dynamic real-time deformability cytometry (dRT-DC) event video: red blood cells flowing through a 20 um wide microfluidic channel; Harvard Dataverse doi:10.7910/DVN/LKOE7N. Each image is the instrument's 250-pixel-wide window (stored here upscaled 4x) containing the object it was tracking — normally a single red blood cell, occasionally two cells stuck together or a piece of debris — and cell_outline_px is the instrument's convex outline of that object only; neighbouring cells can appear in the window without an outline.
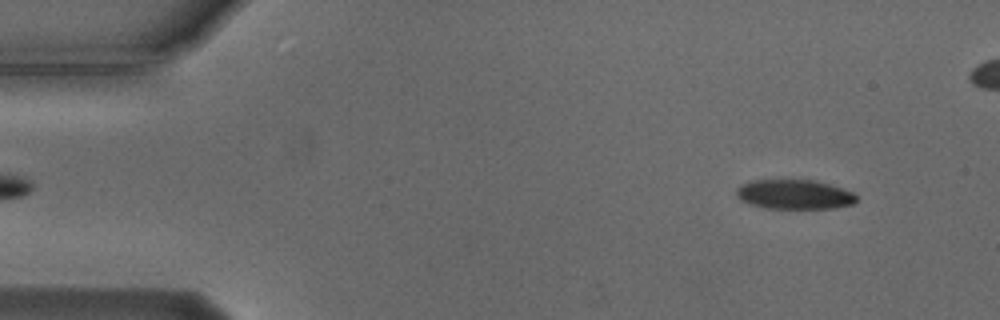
{"species": "Egyptian fruit bat (a non-hibernating species)", "species_latin": "Rousettus aegyptiacus", "temperature_condition": "cold", "stored_images_in_passage": 50, "camera_frame_rate_fps": 3000, "um_per_image_px": 0.085, "animal": {"sex": "male"}, "frame": {"image": 1, "passage_image": 5, "time_ms": 1.333, "image_size_px": [1000, 320], "cell_outline_px": [[856, 200], [852, 204], [836, 208], [768, 208], [752, 204], [740, 200], [736, 196], [736, 188], [740, 184], [748, 180], [812, 180], [844, 188], [852, 192], [856, 196]], "centroid_in_image_um": [67.49, 16.51], "position_along_channel_um": 17.5, "area_um2": 20.63}}
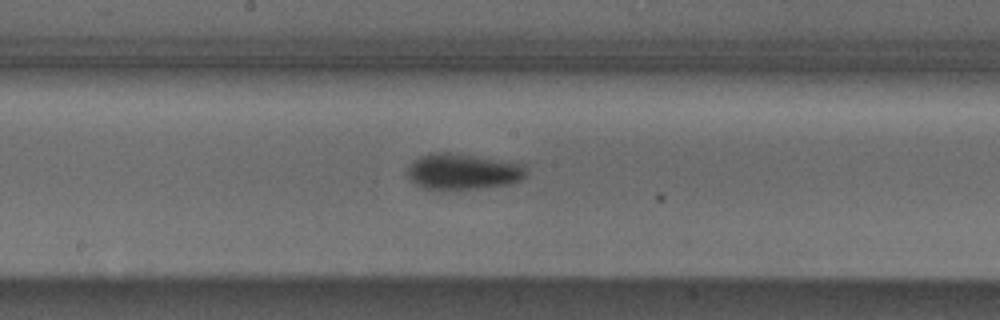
{"frame": {"image": 2, "passage_image": 28, "time_ms": 9.0, "image_size_px": [1000, 320], "cell_outline_px": [[528, 176], [520, 180], [508, 184], [476, 188], [424, 188], [416, 184], [408, 176], [408, 168], [420, 156], [432, 152], [448, 152], [524, 164], [528, 172]], "centroid_in_image_um": [39.39, 14.57], "position_along_channel_um": 208.8, "area_um2": 24.28}}
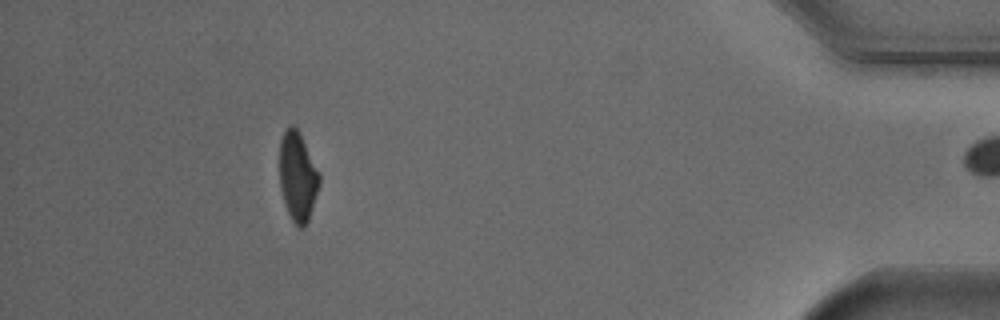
{"frame": {"image": 3, "passage_image": 49, "time_ms": 16.0, "image_size_px": [1000, 320], "cell_outline_px": [[320, 184], [308, 220], [304, 228], [296, 228], [284, 204], [280, 188], [280, 140], [284, 132], [292, 124], [300, 132], [320, 172]], "centroid_in_image_um": [25.31, 15.02], "position_along_channel_um": 409.9, "area_um2": 20.87}, "authors_computed_cell_mechanics": {"area_um2": 23.0622, "velocity_mm_per_s": 3.7471, "shape_relaxation_time_tau1_ms": 3.8289, "shape_relaxation_time_tau2_ms": 6.9085, "deformation_change_tau1": 0.1309, "deformation_change_tau2": 0.1022}}